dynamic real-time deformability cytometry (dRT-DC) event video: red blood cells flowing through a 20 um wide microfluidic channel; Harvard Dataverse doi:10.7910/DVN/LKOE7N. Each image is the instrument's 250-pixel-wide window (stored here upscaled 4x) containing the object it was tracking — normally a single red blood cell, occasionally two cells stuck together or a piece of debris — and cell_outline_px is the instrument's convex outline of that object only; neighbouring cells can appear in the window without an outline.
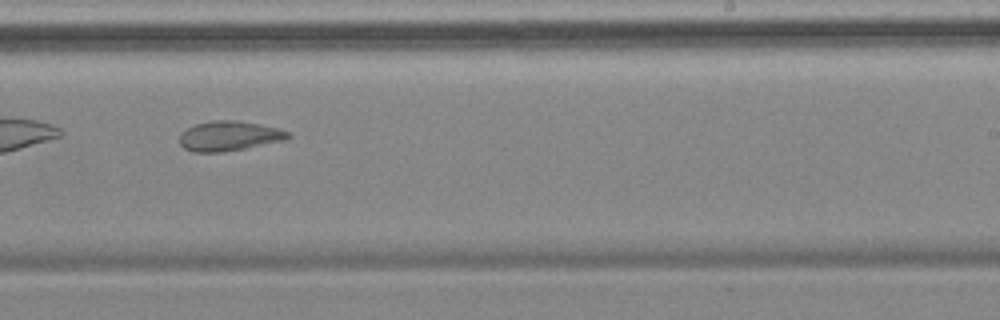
{"species": "common noctule bat (a hibernating species)", "species_latin": "Nyctalus noctula", "temperature_condition": "cold", "stored_images_in_passage": 40, "camera_frame_rate_fps": 3000, "um_per_image_px": 0.085, "animal": {"sex": "female", "body_mass_g": 18.4}, "frame": {"image": 1, "passage_image": 18, "time_ms": 5.667, "image_size_px": [1000, 320], "cell_outline_px": [[292, 136], [284, 140], [224, 152], [192, 152], [184, 148], [180, 144], [180, 132], [196, 124], [212, 120], [236, 120], [260, 124], [292, 132]], "centroid_in_image_um": [19.47, 11.55], "position_along_channel_um": 269.5, "area_um2": 18.84}}
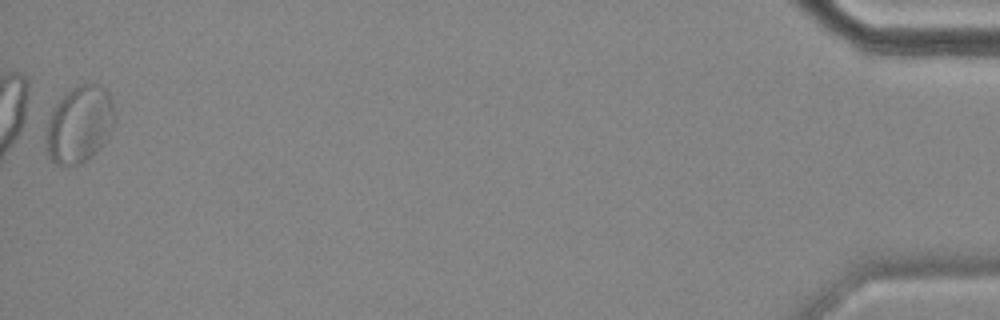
{"frame": {"image": 2, "passage_image": 40, "time_ms": 13.0, "image_size_px": [1000, 320], "cell_outline_px": [[112, 128], [108, 140], [104, 144], [80, 164], [52, 164], [48, 156], [44, 140], [44, 132], [52, 108], [64, 92], [80, 84], [100, 84], [108, 92], [112, 104]], "centroid_in_image_um": [6.68, 10.57], "position_along_channel_um": 428.5, "area_um2": 30.92}}